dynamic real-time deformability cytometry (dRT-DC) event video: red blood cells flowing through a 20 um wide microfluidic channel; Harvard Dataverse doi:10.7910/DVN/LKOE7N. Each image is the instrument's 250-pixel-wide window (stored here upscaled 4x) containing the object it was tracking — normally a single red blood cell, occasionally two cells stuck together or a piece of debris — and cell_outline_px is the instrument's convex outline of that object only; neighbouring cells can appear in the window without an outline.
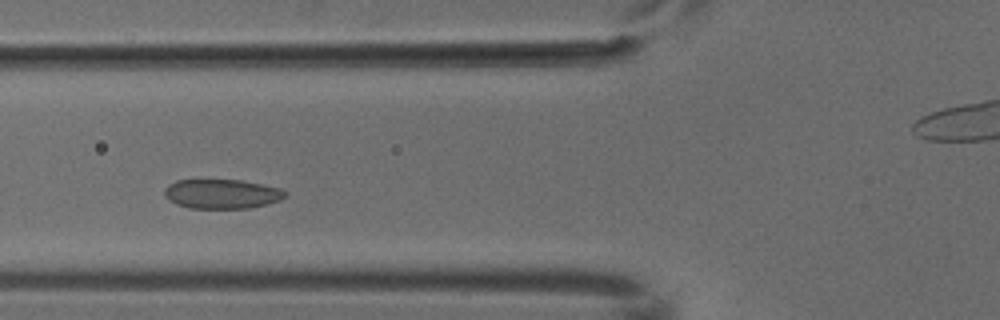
{"species": "common noctule bat (a hibernating species)", "species_latin": "Nyctalus noctula", "temperature_condition": "cold", "stored_images_in_passage": 7, "camera_frame_rate_fps": 3000, "um_per_image_px": 0.085, "animal": {"sex": "male", "body_mass_g": 18.8}, "frame": {"image": 1, "passage_image": 4, "time_ms": 1.0, "image_size_px": [1000, 320], "cell_outline_px": [[288, 196], [280, 200], [268, 204], [248, 208], [188, 208], [176, 204], [164, 196], [164, 188], [168, 184], [176, 180], [240, 180], [280, 188], [288, 192]], "centroid_in_image_um": [18.86, 16.48], "position_along_channel_um": 106.9, "area_um2": 20.81}}
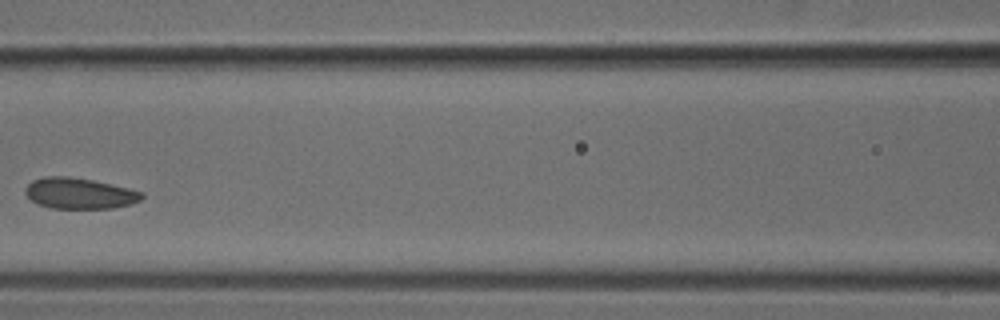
{"frame": {"image": 2, "passage_image": 5, "time_ms": 1.333, "image_size_px": [1000, 320], "cell_outline_px": [[144, 196], [140, 200], [132, 204], [112, 208], [52, 208], [40, 204], [32, 200], [24, 192], [24, 188], [32, 180], [44, 176], [68, 176], [92, 180], [128, 188], [144, 192]], "centroid_in_image_um": [6.76, 16.43], "position_along_channel_um": 159.8, "area_um2": 20.92}}
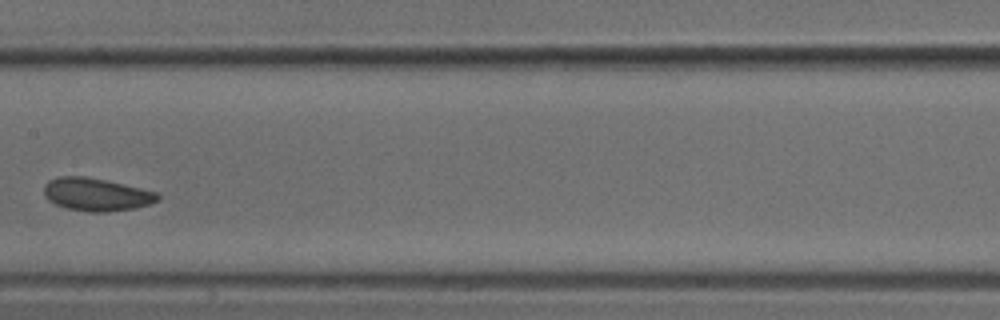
{"frame": {"image": 3, "passage_image": 6, "time_ms": 1.667, "image_size_px": [1000, 320], "cell_outline_px": [[160, 200], [136, 208], [108, 212], [88, 212], [68, 208], [56, 204], [48, 200], [44, 196], [44, 184], [48, 180], [60, 176], [84, 176], [104, 180], [140, 188], [156, 192], [160, 196]], "centroid_in_image_um": [8.17, 16.53], "position_along_channel_um": 199.2, "area_um2": 21.73}}